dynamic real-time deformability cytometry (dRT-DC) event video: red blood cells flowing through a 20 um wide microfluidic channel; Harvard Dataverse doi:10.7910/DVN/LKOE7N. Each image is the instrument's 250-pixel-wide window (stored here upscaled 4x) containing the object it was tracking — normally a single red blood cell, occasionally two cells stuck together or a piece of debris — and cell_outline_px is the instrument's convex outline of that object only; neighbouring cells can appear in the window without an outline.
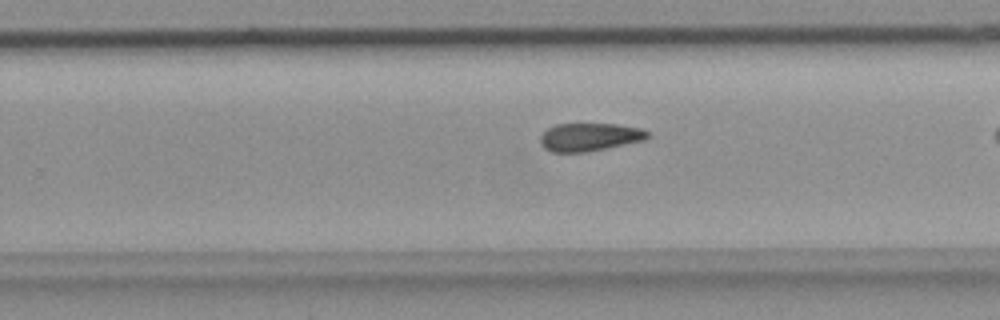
{"species": "common noctule bat (a hibernating species)", "species_latin": "Nyctalus noctula", "temperature_condition": "room temperature", "stored_images_in_passage": 30, "camera_frame_rate_fps": 3000, "um_per_image_px": 0.085, "animal": {"sex": "female", "body_mass_g": 18.4}, "frame": {"image": 1, "passage_image": 22, "time_ms": 7.0, "image_size_px": [1000, 320], "cell_outline_px": [[648, 136], [644, 140], [584, 152], [552, 152], [544, 148], [540, 144], [540, 136], [548, 128], [556, 124], [616, 124], [640, 128], [648, 132]], "centroid_in_image_um": [50.06, 11.64], "position_along_channel_um": 279.7, "area_um2": 17.28}}